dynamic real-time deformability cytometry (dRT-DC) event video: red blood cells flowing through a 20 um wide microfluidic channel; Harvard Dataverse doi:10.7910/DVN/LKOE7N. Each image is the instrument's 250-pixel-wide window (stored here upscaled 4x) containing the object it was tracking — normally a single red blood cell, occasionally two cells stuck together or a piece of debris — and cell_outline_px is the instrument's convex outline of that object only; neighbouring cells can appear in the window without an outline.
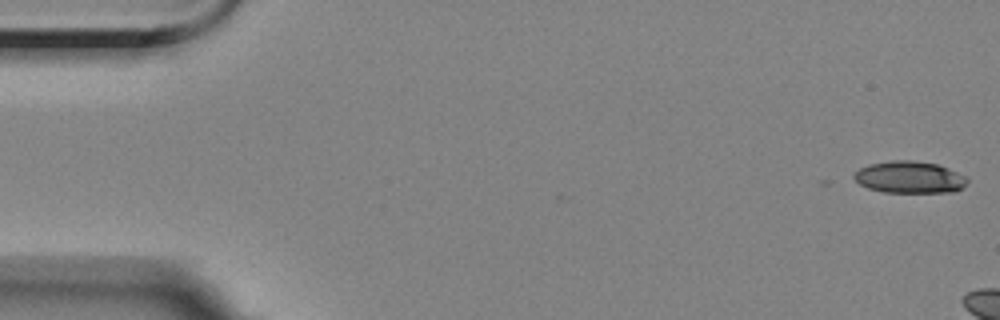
{"species": "Egyptian fruit bat (a non-hibernating species)", "species_latin": "Rousettus aegyptiacus", "temperature_condition": "room temperature", "stored_images_in_passage": 8, "camera_frame_rate_fps": 3000, "um_per_image_px": 0.085, "animal": {"sex": "female"}, "frame": {"image": 1, "passage_image": 1, "time_ms": 0.0, "image_size_px": [1000, 320], "cell_outline_px": [[968, 184], [956, 192], [884, 192], [868, 188], [860, 184], [852, 176], [860, 168], [868, 164], [892, 160], [912, 160], [936, 164], [948, 168], [968, 176]], "centroid_in_image_um": [77.35, 15.06], "position_along_channel_um": 7.6, "area_um2": 21.21}}